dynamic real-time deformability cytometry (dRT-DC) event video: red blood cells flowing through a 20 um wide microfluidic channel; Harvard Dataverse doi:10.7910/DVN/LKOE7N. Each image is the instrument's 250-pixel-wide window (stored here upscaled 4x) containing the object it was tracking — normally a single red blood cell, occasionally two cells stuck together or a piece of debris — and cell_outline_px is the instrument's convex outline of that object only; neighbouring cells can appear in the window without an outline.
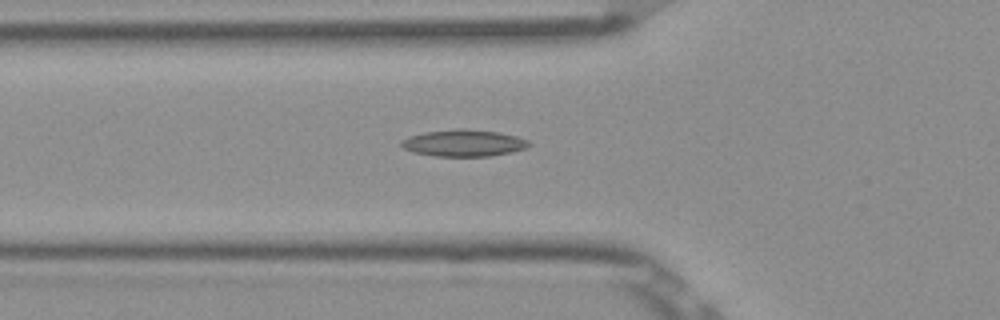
{"species": "Egyptian fruit bat (a non-hibernating species)", "species_latin": "Rousettus aegyptiacus", "temperature_condition": "room temperature", "stored_images_in_passage": 36, "camera_frame_rate_fps": 3000, "um_per_image_px": 0.085, "frame": {"image": 1, "passage_image": 2, "time_ms": 0.333, "image_size_px": [1000, 320], "cell_outline_px": [[532, 144], [528, 148], [512, 152], [488, 156], [436, 156], [412, 152], [404, 148], [400, 144], [400, 140], [408, 136], [424, 132], [464, 128], [500, 132], [516, 136], [528, 140]], "centroid_in_image_um": [39.43, 12.15], "position_along_channel_um": 86.4, "area_um2": 20.06}}
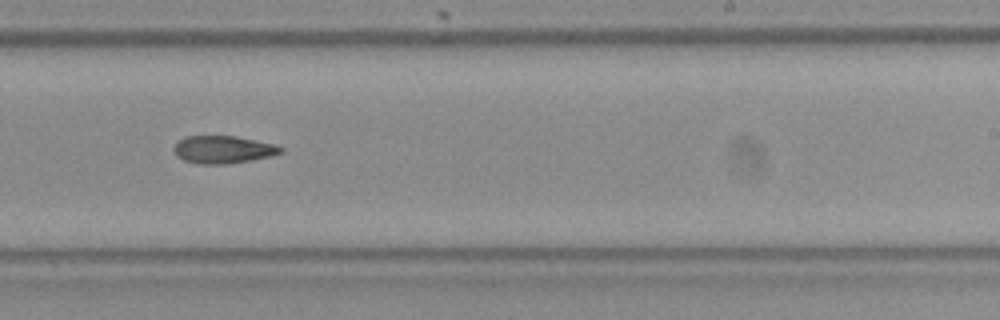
{"frame": {"image": 2, "passage_image": 16, "time_ms": 5.0, "image_size_px": [1000, 320], "cell_outline_px": [[284, 152], [272, 156], [252, 160], [228, 164], [200, 164], [184, 160], [176, 156], [172, 148], [184, 136], [236, 136], [276, 144], [284, 148]], "centroid_in_image_um": [19.0, 12.71], "position_along_channel_um": 270.0, "area_um2": 17.4}}
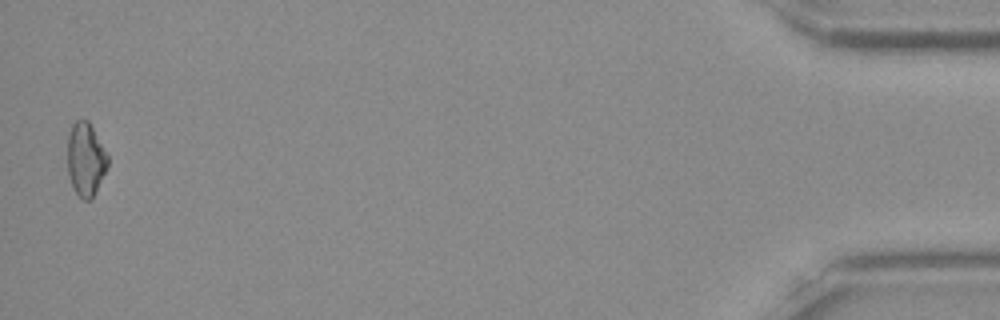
{"frame": {"image": 3, "passage_image": 35, "time_ms": 11.333, "image_size_px": [1000, 320], "cell_outline_px": [[108, 168], [92, 196], [88, 200], [84, 200], [76, 192], [68, 176], [68, 132], [72, 124], [76, 120], [88, 120], [108, 156]], "centroid_in_image_um": [7.27, 13.51], "position_along_channel_um": 427.9, "area_um2": 16.94}, "authors_computed_cell_mechanics": {"area_um2": 17.4556, "velocity_mm_per_s": 3.9193, "shape_relaxation_time_tau1_ms": 9.499, "shape_relaxation_time_tau2_ms": null, "deformation_change_tau1": 0.1673, "deformation_change_tau2": null}}